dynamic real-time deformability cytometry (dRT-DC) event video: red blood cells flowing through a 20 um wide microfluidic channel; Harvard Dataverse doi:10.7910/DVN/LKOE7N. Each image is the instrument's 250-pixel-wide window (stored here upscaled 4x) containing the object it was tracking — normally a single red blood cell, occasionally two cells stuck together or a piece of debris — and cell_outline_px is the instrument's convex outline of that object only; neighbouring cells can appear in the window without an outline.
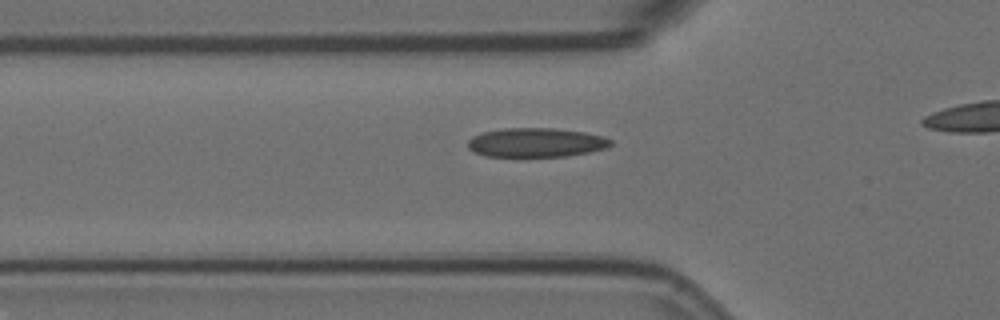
{"species": "Egyptian fruit bat (a non-hibernating species)", "species_latin": "Rousettus aegyptiacus", "temperature_condition": "room temperature", "stored_images_in_passage": 36, "camera_frame_rate_fps": 3000, "um_per_image_px": 0.085, "animal": {"sex": "female"}, "frame": {"image": 1, "passage_image": 9, "time_ms": 2.667, "image_size_px": [1000, 320], "cell_outline_px": [[612, 144], [608, 148], [568, 156], [484, 156], [468, 148], [468, 140], [472, 136], [484, 132], [504, 128], [552, 128], [584, 132], [604, 136], [612, 140]], "centroid_in_image_um": [45.59, 12.11], "position_along_channel_um": 80.2, "area_um2": 24.22}}
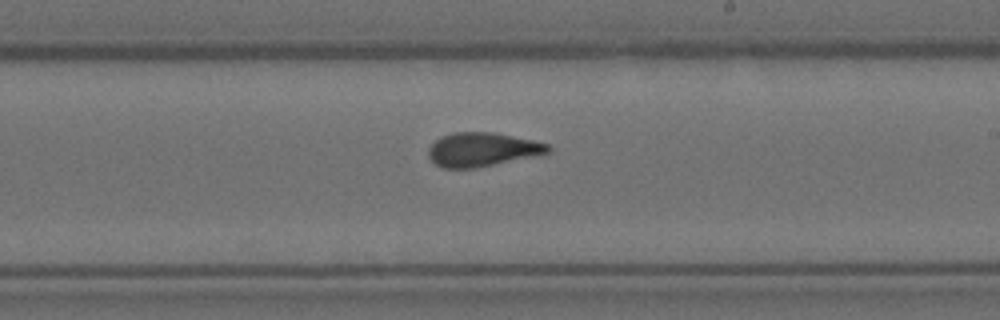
{"frame": {"image": 2, "passage_image": 23, "time_ms": 7.333, "image_size_px": [1000, 320], "cell_outline_px": [[552, 148], [548, 152], [492, 164], [472, 168], [440, 168], [428, 156], [428, 148], [440, 136], [452, 132], [492, 132], [532, 140], [548, 144]], "centroid_in_image_um": [40.91, 12.69], "position_along_channel_um": 248.1, "area_um2": 23.12}}
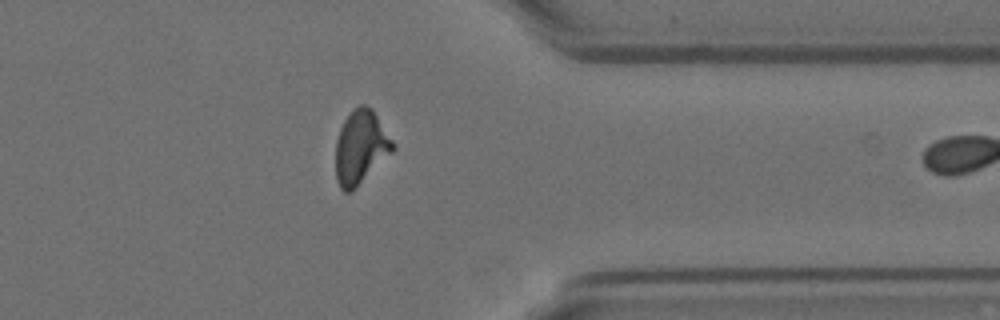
{"frame": {"image": 3, "passage_image": 35, "time_ms": 11.333, "image_size_px": [1000, 320], "cell_outline_px": [[396, 148], [352, 192], [344, 192], [340, 188], [336, 180], [336, 140], [340, 128], [344, 120], [360, 104], [364, 104], [372, 108], [396, 144]], "centroid_in_image_um": [30.67, 12.53], "position_along_channel_um": 380.7, "area_um2": 24.57}}